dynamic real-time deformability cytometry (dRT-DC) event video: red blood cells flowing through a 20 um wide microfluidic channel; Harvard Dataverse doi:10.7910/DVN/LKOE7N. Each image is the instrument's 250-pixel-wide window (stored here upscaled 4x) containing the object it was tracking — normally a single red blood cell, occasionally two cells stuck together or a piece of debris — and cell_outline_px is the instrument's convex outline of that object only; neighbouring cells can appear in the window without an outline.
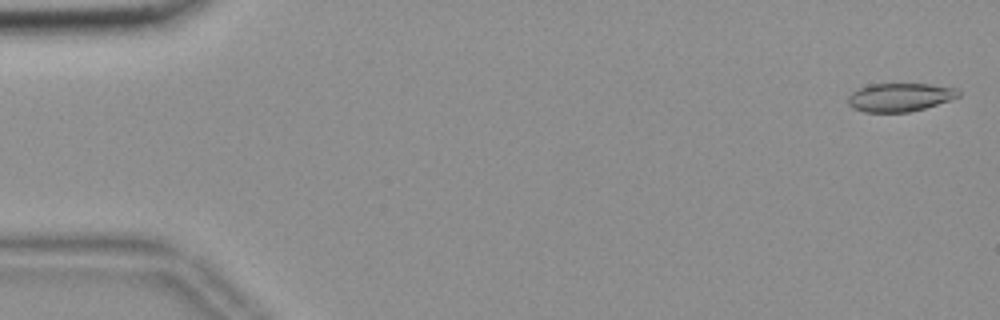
{"species": "common noctule bat (a hibernating species)", "species_latin": "Nyctalus noctula", "temperature_condition": "room temperature", "stored_images_in_passage": 56, "camera_frame_rate_fps": 3000, "um_per_image_px": 0.085, "animal": {"sex": "female", "body_mass_g": 18.4}, "frame": {"image": 1, "passage_image": 2, "time_ms": 0.333, "image_size_px": [1000, 320], "cell_outline_px": [[960, 96], [924, 108], [908, 112], [864, 112], [852, 108], [848, 104], [848, 96], [852, 92], [868, 84], [928, 84], [956, 88], [960, 92]], "centroid_in_image_um": [76.45, 8.26], "position_along_channel_um": 8.6, "area_um2": 18.15}}
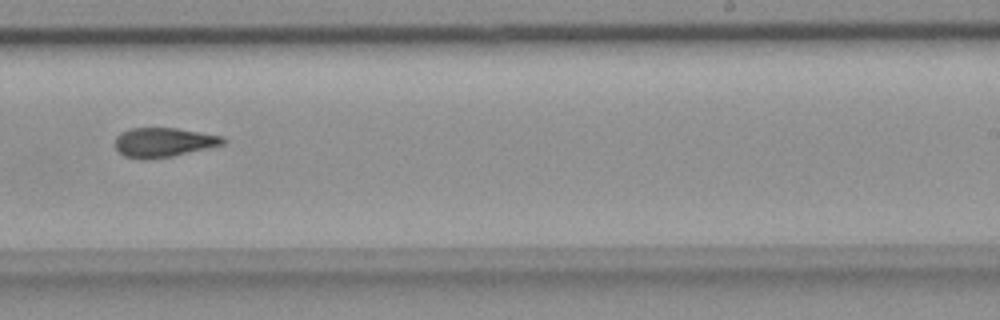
{"frame": {"image": 2, "passage_image": 35, "time_ms": 11.333, "image_size_px": [1000, 320], "cell_outline_px": [[224, 144], [172, 156], [148, 160], [140, 160], [124, 156], [116, 148], [116, 136], [120, 132], [132, 128], [176, 128], [224, 136]], "centroid_in_image_um": [13.87, 12.1], "position_along_channel_um": 275.1, "area_um2": 18.44}}
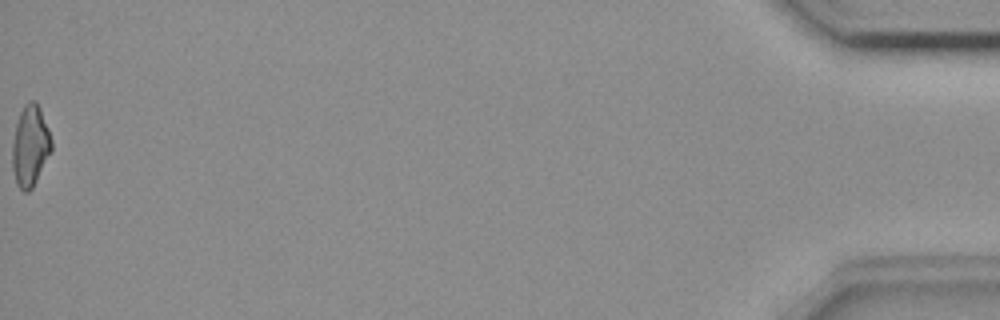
{"frame": {"image": 3, "passage_image": 56, "time_ms": 18.333, "image_size_px": [1000, 320], "cell_outline_px": [[52, 148], [32, 188], [28, 192], [24, 192], [16, 184], [12, 168], [12, 144], [16, 124], [20, 112], [24, 104], [28, 100], [36, 100], [40, 108], [48, 128], [52, 140]], "centroid_in_image_um": [2.55, 12.37], "position_along_channel_um": 432.6, "area_um2": 18.44}, "authors_computed_cell_mechanics": {"area_um2": 18.6983, "velocity_mm_per_s": 3.7009, "shape_relaxation_time_tau1_ms": null, "shape_relaxation_time_tau2_ms": 3.734, "deformation_change_tau1": null, "deformation_change_tau2": 0.1232}}